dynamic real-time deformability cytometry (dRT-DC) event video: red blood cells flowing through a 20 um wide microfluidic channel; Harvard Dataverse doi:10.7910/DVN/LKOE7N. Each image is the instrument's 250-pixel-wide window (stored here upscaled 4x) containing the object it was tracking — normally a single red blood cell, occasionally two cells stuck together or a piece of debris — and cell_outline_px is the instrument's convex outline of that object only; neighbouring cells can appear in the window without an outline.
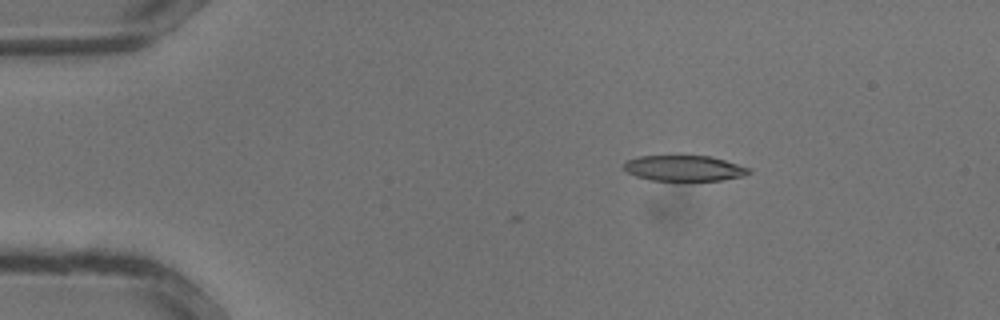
{"species": "common noctule bat (a hibernating species)", "species_latin": "Nyctalus noctula", "temperature_condition": "warm", "stored_images_in_passage": 4, "camera_frame_rate_fps": 3000, "um_per_image_px": 0.085, "animal": {"sex": "male", "body_mass_g": 13.3}, "frame": {"image": 1, "passage_image": 4, "time_ms": 1.0, "image_size_px": [1000, 320], "cell_outline_px": [[752, 172], [744, 176], [720, 180], [648, 180], [636, 176], [628, 172], [624, 168], [624, 164], [628, 160], [640, 156], [708, 156], [724, 160], [752, 168]], "centroid_in_image_um": [58.19, 14.3], "position_along_channel_um": 26.8, "area_um2": 18.5}}